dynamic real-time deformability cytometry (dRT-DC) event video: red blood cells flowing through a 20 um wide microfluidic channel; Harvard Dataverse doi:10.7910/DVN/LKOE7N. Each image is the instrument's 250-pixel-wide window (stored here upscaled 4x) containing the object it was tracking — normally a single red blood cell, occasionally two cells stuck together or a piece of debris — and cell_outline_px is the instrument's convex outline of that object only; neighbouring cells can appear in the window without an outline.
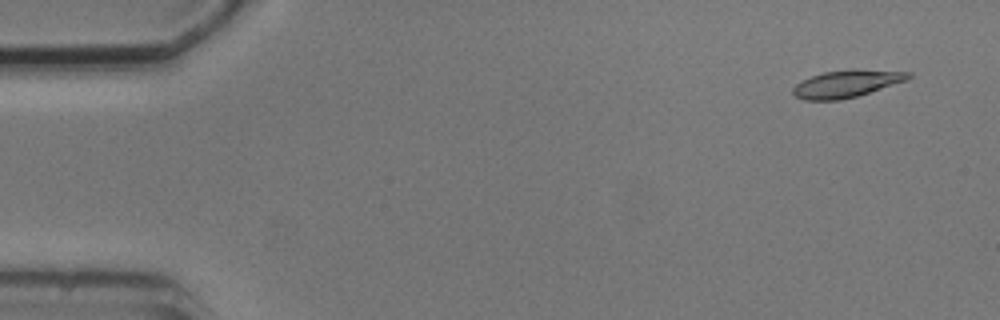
{"species": "common noctule bat (a hibernating species)", "species_latin": "Nyctalus noctula", "temperature_condition": "cold", "stored_images_in_passage": 6, "segment_of_instrument_passage": [2, 2], "camera_frame_rate_fps": 3000, "um_per_image_px": 0.085, "animal": {"sex": "male", "body_mass_g": 20.5, "forearm_length_mm": 52.5}, "frame": {"image": 1, "passage_image": 6, "time_ms": 6.667, "image_size_px": [1000, 320], "cell_outline_px": [[912, 76], [908, 80], [856, 96], [840, 100], [804, 100], [796, 96], [792, 92], [792, 88], [796, 84], [812, 76], [824, 72], [852, 68], [856, 68], [912, 72]], "centroid_in_image_um": [72.0, 7.09], "position_along_channel_um": 13.0, "area_um2": 18.44}}